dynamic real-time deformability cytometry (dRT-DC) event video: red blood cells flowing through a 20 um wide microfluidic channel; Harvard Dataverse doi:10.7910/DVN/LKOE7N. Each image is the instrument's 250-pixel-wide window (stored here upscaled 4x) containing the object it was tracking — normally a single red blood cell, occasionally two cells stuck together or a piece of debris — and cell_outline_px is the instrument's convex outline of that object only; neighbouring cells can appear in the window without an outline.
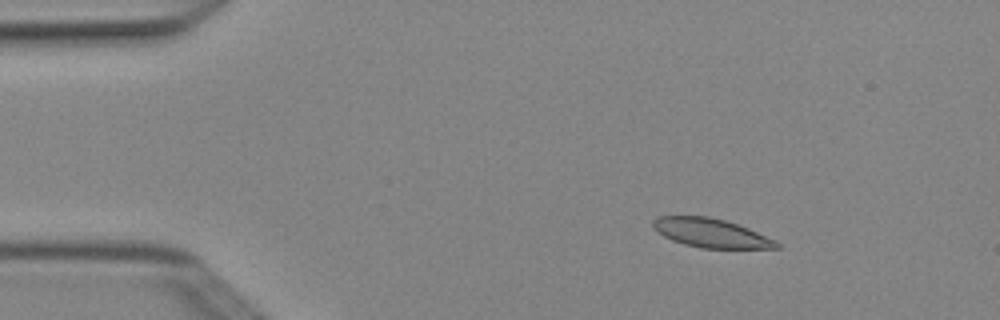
{"species": "Egyptian fruit bat (a non-hibernating species)", "species_latin": "Rousettus aegyptiacus", "temperature_condition": "cold", "stored_images_in_passage": 8, "camera_frame_rate_fps": 3000, "um_per_image_px": 0.085, "animal": {"sex": "female"}, "frame": {"image": 1, "passage_image": 3, "time_ms": 0.667, "image_size_px": [1000, 320], "cell_outline_px": [[780, 248], [700, 248], [684, 244], [672, 240], [656, 232], [652, 228], [652, 220], [656, 216], [708, 216], [724, 220], [748, 228], [776, 240], [780, 244]], "centroid_in_image_um": [60.39, 19.8], "position_along_channel_um": 24.6, "area_um2": 20.87}}
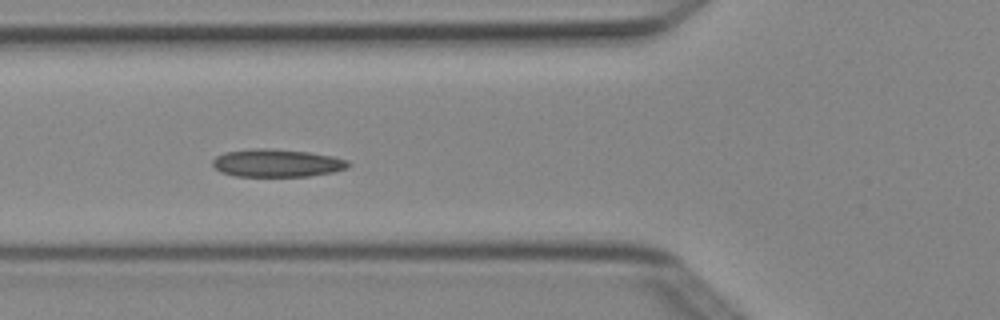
{"frame": {"image": 2, "passage_image": 6, "time_ms": 1.667, "image_size_px": [1000, 320], "cell_outline_px": [[352, 164], [348, 168], [332, 172], [308, 176], [236, 176], [220, 172], [212, 164], [212, 160], [216, 156], [224, 152], [256, 148], [272, 148], [308, 152], [332, 156], [348, 160]], "centroid_in_image_um": [23.54, 13.85], "position_along_channel_um": 102.3, "area_um2": 22.08}}
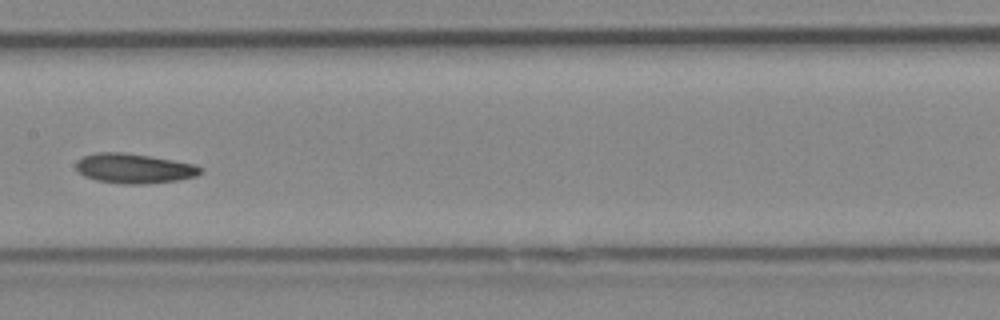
{"frame": {"image": 3, "passage_image": 8, "time_ms": 2.333, "image_size_px": [1000, 320], "cell_outline_px": [[204, 172], [196, 176], [180, 180], [144, 184], [124, 184], [96, 180], [84, 176], [76, 168], [76, 160], [84, 156], [96, 152], [124, 152], [152, 156], [196, 164], [204, 168]], "centroid_in_image_um": [11.45, 14.31], "position_along_channel_um": 196.0, "area_um2": 21.91}}